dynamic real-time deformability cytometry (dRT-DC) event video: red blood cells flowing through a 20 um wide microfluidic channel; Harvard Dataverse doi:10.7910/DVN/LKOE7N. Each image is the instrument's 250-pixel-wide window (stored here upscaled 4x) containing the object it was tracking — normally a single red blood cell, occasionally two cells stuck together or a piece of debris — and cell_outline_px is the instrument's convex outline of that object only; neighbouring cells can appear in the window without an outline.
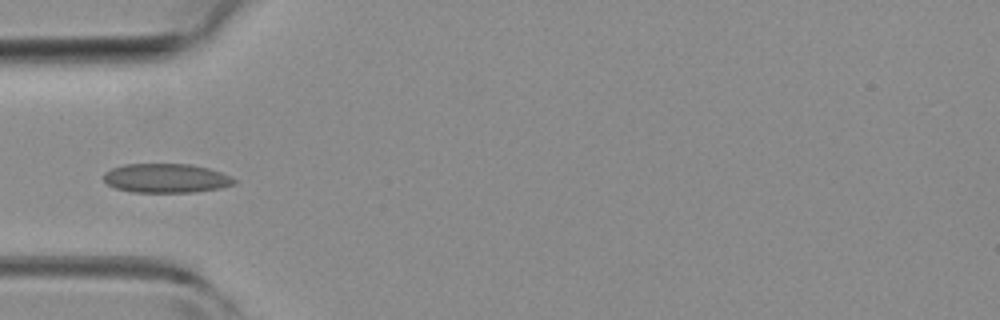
{"species": "common noctule bat (a hibernating species)", "species_latin": "Nyctalus noctula", "temperature_condition": "room temperature", "stored_images_in_passage": 12, "camera_frame_rate_fps": 3000, "um_per_image_px": 0.085, "animal": {"sex": "female", "body_mass_g": 19.3, "forearm_length_mm": 54.1}, "frame": {"image": 1, "passage_image": 4, "time_ms": 1.0, "image_size_px": [1000, 320], "cell_outline_px": [[236, 184], [220, 188], [192, 192], [132, 192], [116, 188], [108, 184], [104, 180], [104, 172], [112, 168], [124, 164], [192, 164], [208, 168], [220, 172], [236, 180]], "centroid_in_image_um": [14.11, 15.14], "position_along_channel_um": 70.9, "area_um2": 22.08}}
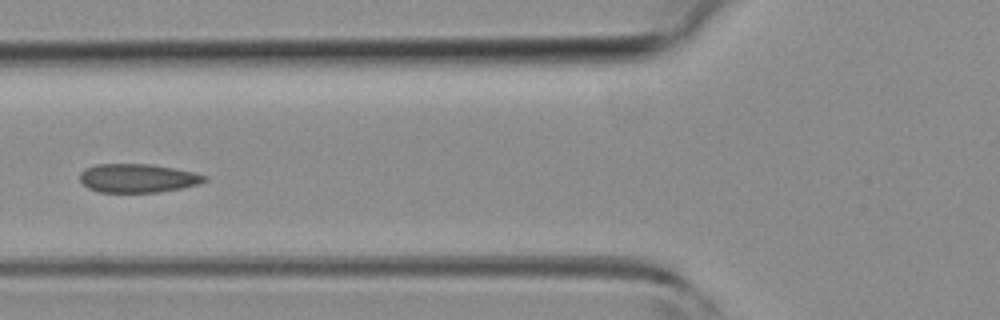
{"frame": {"image": 2, "passage_image": 7, "time_ms": 2.0, "image_size_px": [1000, 320], "cell_outline_px": [[208, 180], [200, 184], [180, 188], [156, 192], [100, 192], [88, 188], [80, 180], [80, 172], [84, 168], [96, 164], [152, 164], [176, 168], [196, 172], [208, 176]], "centroid_in_image_um": [11.74, 15.13], "position_along_channel_um": 114.1, "area_um2": 21.04}}